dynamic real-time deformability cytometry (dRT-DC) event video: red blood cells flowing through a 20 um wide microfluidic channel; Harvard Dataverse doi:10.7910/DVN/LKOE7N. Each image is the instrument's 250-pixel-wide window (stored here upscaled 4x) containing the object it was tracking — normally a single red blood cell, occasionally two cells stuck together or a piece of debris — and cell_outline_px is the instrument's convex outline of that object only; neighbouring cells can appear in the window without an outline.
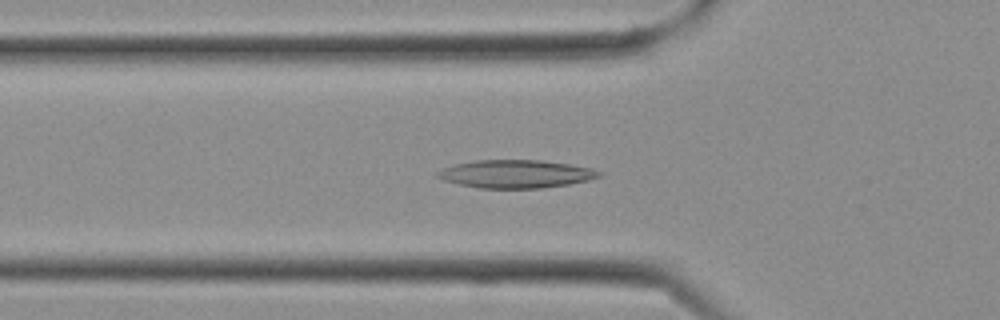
{"species": "Egyptian fruit bat (a non-hibernating species)", "species_latin": "Rousettus aegyptiacus", "temperature_condition": "cold", "stored_images_in_passage": 15, "camera_frame_rate_fps": 3000, "um_per_image_px": 0.085, "frame": {"image": 1, "passage_image": 9, "time_ms": 2.667, "image_size_px": [1000, 320], "cell_outline_px": [[604, 176], [588, 180], [568, 184], [540, 188], [480, 188], [460, 184], [444, 180], [436, 176], [436, 172], [452, 164], [476, 160], [540, 160], [572, 164], [592, 168], [604, 172]], "centroid_in_image_um": [43.89, 14.77], "position_along_channel_um": 81.9, "area_um2": 26.53}}
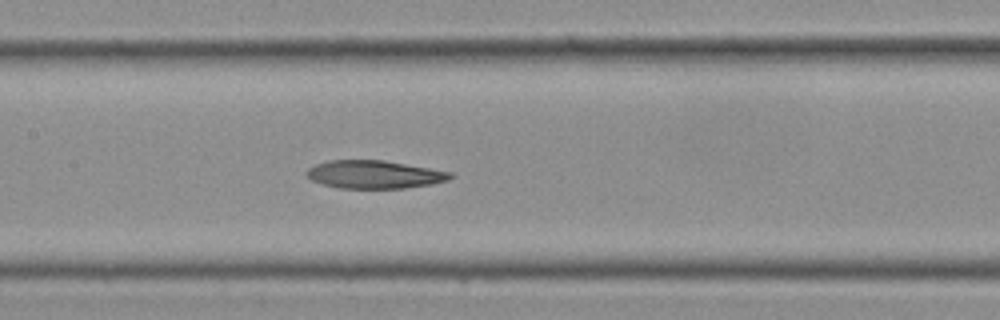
{"frame": {"image": 2, "passage_image": 13, "time_ms": 4.0, "image_size_px": [1000, 320], "cell_outline_px": [[456, 176], [448, 180], [432, 184], [404, 188], [340, 188], [324, 184], [312, 180], [304, 172], [308, 168], [316, 164], [328, 160], [384, 160], [452, 172]], "centroid_in_image_um": [31.84, 14.82], "position_along_channel_um": 175.6, "area_um2": 23.47}}
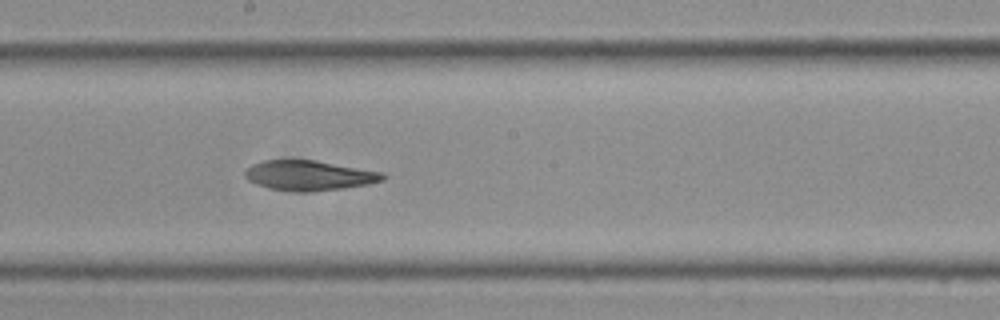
{"frame": {"image": 3, "passage_image": 15, "time_ms": 4.667, "image_size_px": [1000, 320], "cell_outline_px": [[388, 176], [384, 180], [368, 184], [344, 188], [308, 192], [296, 192], [268, 188], [256, 184], [248, 180], [244, 176], [244, 172], [252, 164], [264, 160], [316, 160], [384, 172]], "centroid_in_image_um": [26.3, 14.91], "position_along_channel_um": 221.9, "area_um2": 24.28}}